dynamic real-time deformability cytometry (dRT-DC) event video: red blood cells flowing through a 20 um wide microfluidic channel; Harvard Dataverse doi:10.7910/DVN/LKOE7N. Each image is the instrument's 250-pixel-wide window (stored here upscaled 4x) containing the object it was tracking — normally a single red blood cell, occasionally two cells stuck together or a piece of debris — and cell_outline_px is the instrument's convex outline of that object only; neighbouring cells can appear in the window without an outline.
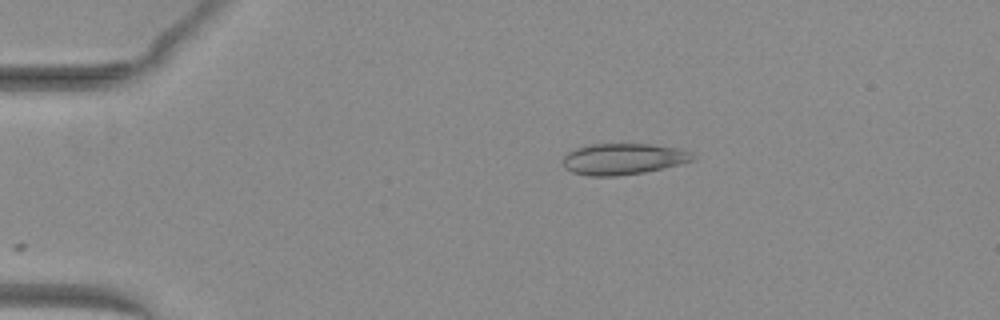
{"species": "common noctule bat (a hibernating species)", "species_latin": "Nyctalus noctula", "temperature_condition": "warm", "stored_images_in_passage": 42, "camera_frame_rate_fps": 3000, "um_per_image_px": 0.085, "animal": {"sex": "female", "body_mass_g": 29.2, "forearm_length_mm": 56.3}, "frame": {"image": 1, "passage_image": 1, "time_ms": 0.0, "image_size_px": [1000, 320], "cell_outline_px": [[696, 156], [692, 160], [680, 164], [664, 168], [644, 172], [616, 176], [588, 176], [572, 172], [564, 168], [564, 156], [568, 152], [576, 148], [592, 144], [656, 144], [680, 148], [692, 152]], "centroid_in_image_um": [53.0, 13.51], "position_along_channel_um": 32.0, "area_um2": 23.76}}
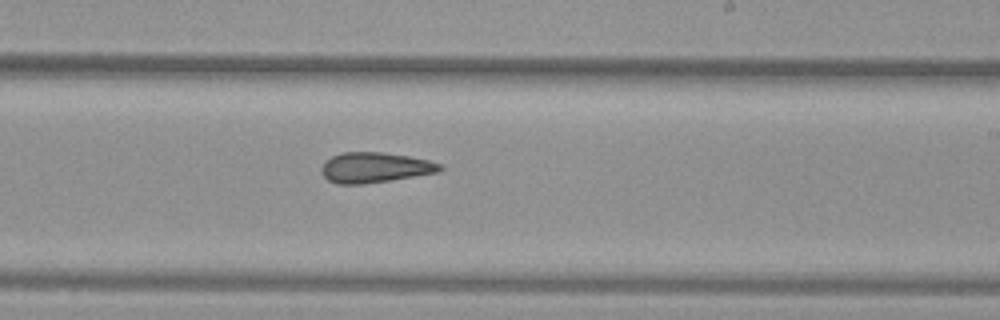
{"frame": {"image": 2, "passage_image": 22, "time_ms": 7.0, "image_size_px": [1000, 320], "cell_outline_px": [[444, 168], [440, 172], [364, 184], [336, 184], [328, 180], [320, 172], [320, 168], [324, 160], [332, 156], [344, 152], [380, 152], [408, 156], [428, 160], [440, 164]], "centroid_in_image_um": [31.82, 14.24], "position_along_channel_um": 257.2, "area_um2": 20.98}}
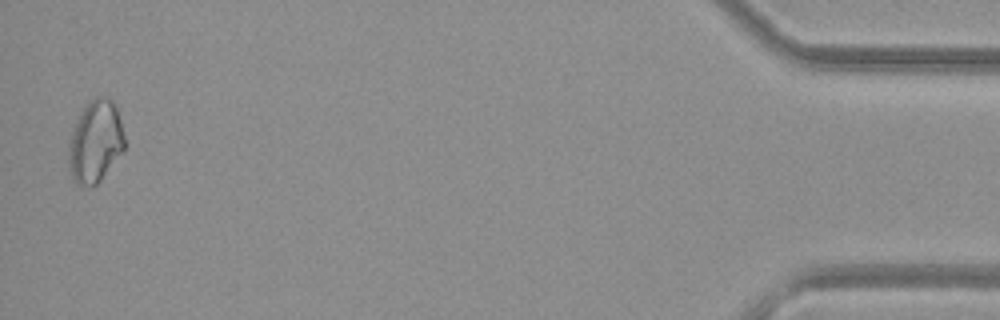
{"frame": {"image": 3, "passage_image": 41, "time_ms": 13.333, "image_size_px": [1000, 320], "cell_outline_px": [[124, 148], [100, 180], [96, 184], [76, 184], [72, 180], [68, 168], [68, 152], [72, 128], [80, 112], [88, 100], [96, 96], [108, 96], [116, 104], [124, 136]], "centroid_in_image_um": [8.08, 11.97], "position_along_channel_um": 427.1, "area_um2": 26.76}, "authors_computed_cell_mechanics": {"area_um2": 21.8484, "velocity_mm_per_s": 4.0734, "shape_relaxation_time_tau1_ms": null, "shape_relaxation_time_tau2_ms": 6.6207, "deformation_change_tau1": null, "deformation_change_tau2": 0.1369}}